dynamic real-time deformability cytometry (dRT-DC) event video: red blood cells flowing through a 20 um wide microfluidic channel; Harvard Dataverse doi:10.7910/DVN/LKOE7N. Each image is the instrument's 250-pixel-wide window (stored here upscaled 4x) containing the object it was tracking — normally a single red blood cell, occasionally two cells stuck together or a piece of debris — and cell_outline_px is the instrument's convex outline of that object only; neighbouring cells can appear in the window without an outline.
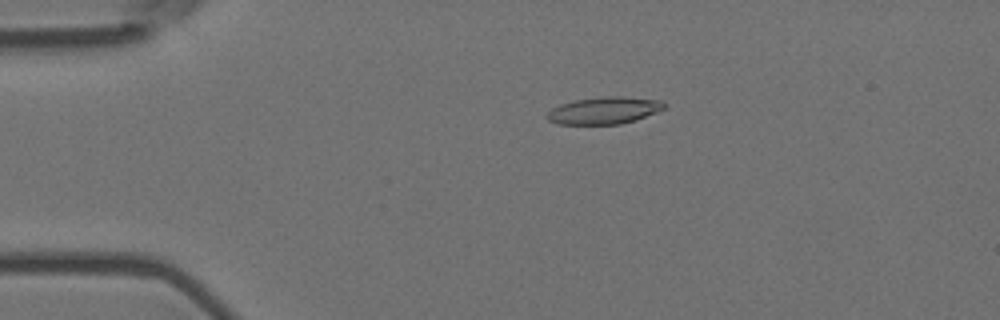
{"species": "Egyptian fruit bat (a non-hibernating species)", "species_latin": "Rousettus aegyptiacus", "temperature_condition": "room temperature", "stored_images_in_passage": 56, "camera_frame_rate_fps": 3000, "um_per_image_px": 0.085, "animal": {"sex": "female"}, "frame": {"image": 1, "passage_image": 12, "time_ms": 3.667, "image_size_px": [1000, 320], "cell_outline_px": [[664, 108], [656, 112], [636, 120], [620, 124], [556, 124], [548, 120], [544, 116], [552, 108], [560, 104], [576, 100], [604, 96], [620, 96], [660, 100], [664, 104]], "centroid_in_image_um": [51.31, 9.39], "position_along_channel_um": 33.7, "area_um2": 18.44}}
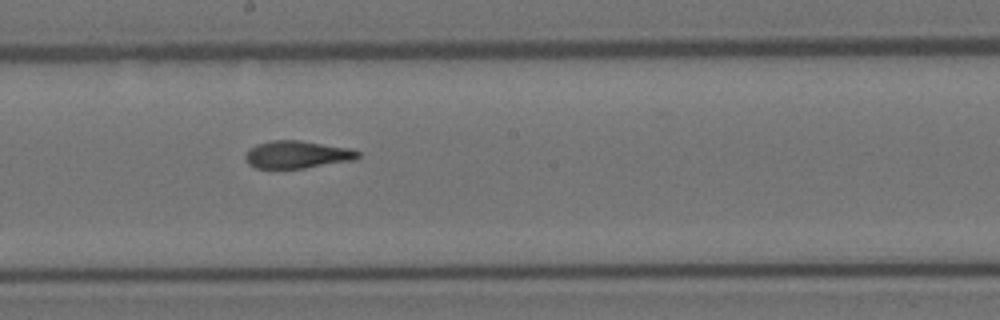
{"frame": {"image": 2, "passage_image": 31, "time_ms": 10.0, "image_size_px": [1000, 320], "cell_outline_px": [[360, 156], [356, 160], [304, 168], [256, 168], [248, 164], [244, 156], [248, 148], [256, 144], [272, 140], [300, 140], [352, 148], [360, 152]], "centroid_in_image_um": [25.27, 13.13], "position_along_channel_um": 222.9, "area_um2": 18.32}}
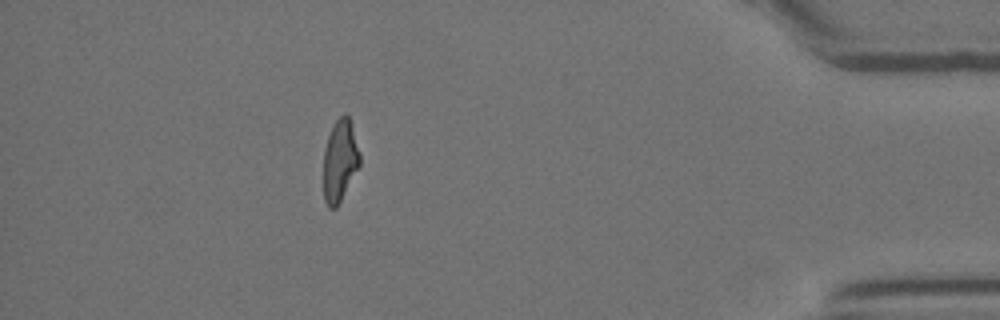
{"frame": {"image": 3, "passage_image": 50, "time_ms": 16.333, "image_size_px": [1000, 320], "cell_outline_px": [[360, 164], [336, 208], [328, 208], [324, 200], [324, 148], [332, 124], [344, 112], [348, 116], [360, 152]], "centroid_in_image_um": [28.88, 13.64], "position_along_channel_um": 406.3, "area_um2": 17.17}, "authors_computed_cell_mechanics": {"area_um2": 18.496, "velocity_mm_per_s": 3.6757, "shape_relaxation_time_tau1_ms": null, "shape_relaxation_time_tau2_ms": 2.086, "deformation_change_tau1": null, "deformation_change_tau2": 0.1076}}